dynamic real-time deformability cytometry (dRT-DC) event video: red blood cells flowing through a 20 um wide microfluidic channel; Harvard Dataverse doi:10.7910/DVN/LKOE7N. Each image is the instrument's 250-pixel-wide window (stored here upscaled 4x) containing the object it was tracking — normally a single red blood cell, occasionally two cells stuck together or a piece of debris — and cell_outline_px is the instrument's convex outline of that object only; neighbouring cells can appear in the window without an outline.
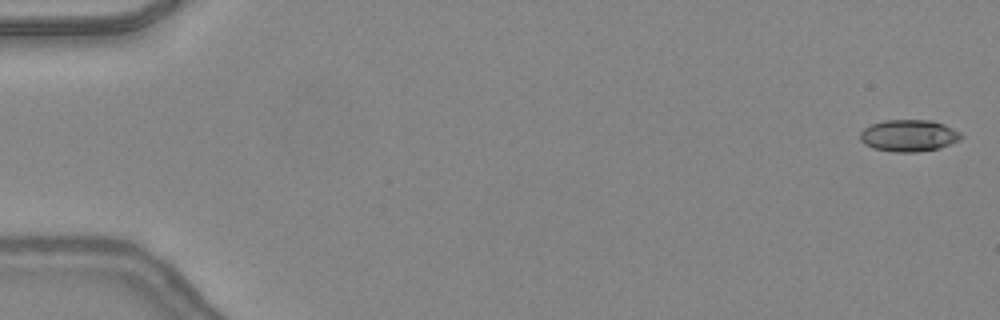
{"species": "common noctule bat (a hibernating species)", "species_latin": "Nyctalus noctula", "temperature_condition": "warm", "stored_images_in_passage": 47, "camera_frame_rate_fps": 3000, "um_per_image_px": 0.085, "animal": {"sex": "female", "body_mass_g": 24.6, "forearm_length_mm": 56.2}, "frame": {"image": 1, "passage_image": 1, "time_ms": 0.0, "image_size_px": [1000, 320], "cell_outline_px": [[964, 136], [960, 140], [940, 148], [916, 152], [896, 152], [872, 148], [864, 144], [860, 140], [860, 132], [864, 128], [872, 124], [884, 120], [932, 120], [944, 124], [960, 132]], "centroid_in_image_um": [77.25, 11.52], "position_along_channel_um": 7.7, "area_um2": 18.84}}
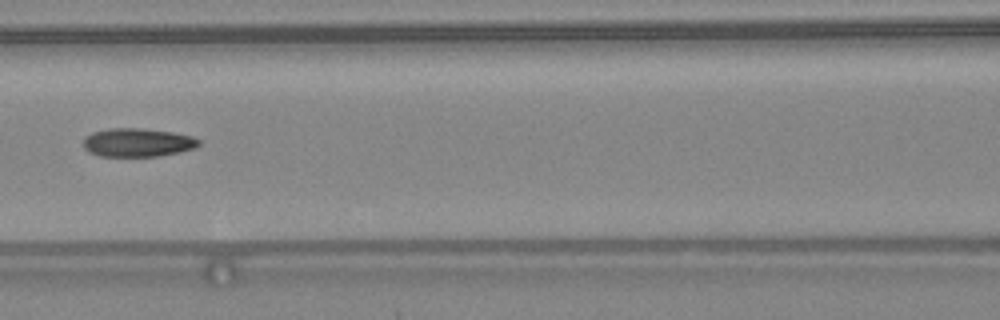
{"frame": {"image": 2, "passage_image": 22, "time_ms": 7.0, "image_size_px": [1000, 320], "cell_outline_px": [[200, 144], [196, 148], [180, 152], [160, 156], [100, 156], [88, 152], [84, 148], [84, 136], [92, 132], [108, 128], [140, 128], [172, 132], [192, 136], [200, 140]], "centroid_in_image_um": [11.69, 12.11], "position_along_channel_um": 154.9, "area_um2": 19.36}}
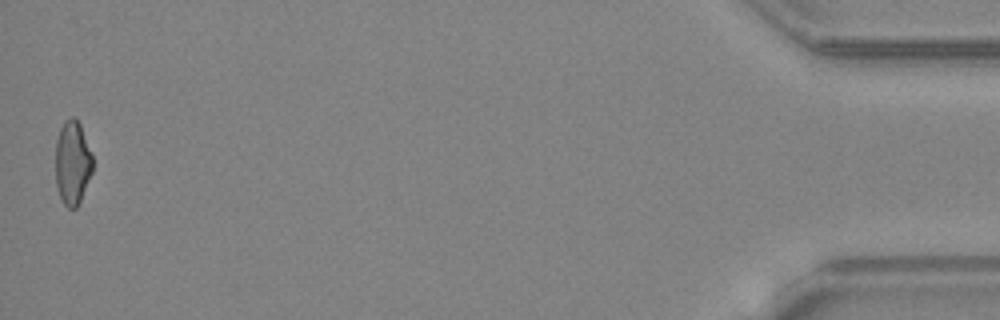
{"frame": {"image": 3, "passage_image": 47, "time_ms": 15.333, "image_size_px": [1000, 320], "cell_outline_px": [[92, 172], [80, 200], [76, 208], [68, 208], [64, 204], [56, 188], [56, 140], [60, 128], [64, 120], [72, 116], [80, 124], [92, 156]], "centroid_in_image_um": [6.14, 13.83], "position_along_channel_um": 429.1, "area_um2": 17.98}, "authors_computed_cell_mechanics": {"area_um2": 18.9584, "velocity_mm_per_s": 4.4159, "shape_relaxation_time_tau1_ms": null, "shape_relaxation_time_tau2_ms": 2.6351, "deformation_change_tau1": null, "deformation_change_tau2": 0.1092}}